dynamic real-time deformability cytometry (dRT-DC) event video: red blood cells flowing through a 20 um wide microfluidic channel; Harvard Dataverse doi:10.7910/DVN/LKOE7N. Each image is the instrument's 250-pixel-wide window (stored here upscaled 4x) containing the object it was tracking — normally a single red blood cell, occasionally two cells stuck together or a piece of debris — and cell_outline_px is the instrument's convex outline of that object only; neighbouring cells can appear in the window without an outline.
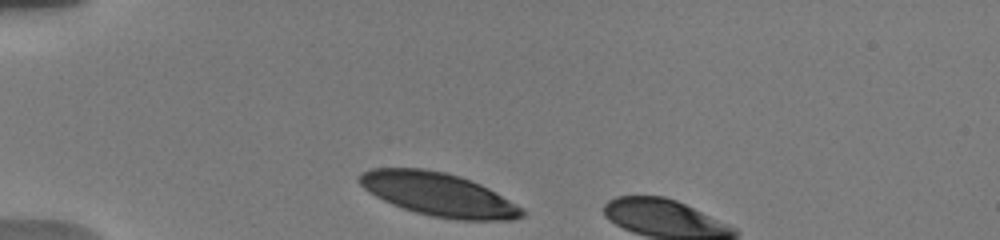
{"species": "human", "species_latin": "Homo sapiens", "temperature_condition": "warm", "stored_images_in_passage": 4, "camera_frame_rate_fps": 3000, "um_per_image_px": 0.085, "donor": {"sex": "male"}, "frame": {"image": 1, "passage_image": 1, "time_ms": 0.0, "image_size_px": [1000, 240], "cell_outline_px": [[524, 216], [512, 220], [456, 220], [432, 216], [416, 212], [392, 204], [368, 192], [360, 184], [360, 176], [364, 172], [372, 168], [424, 168], [444, 172], [460, 176], [480, 184], [488, 188], [524, 208]], "centroid_in_image_um": [37.31, 16.53], "position_along_channel_um": 47.7, "area_um2": 40.81}}